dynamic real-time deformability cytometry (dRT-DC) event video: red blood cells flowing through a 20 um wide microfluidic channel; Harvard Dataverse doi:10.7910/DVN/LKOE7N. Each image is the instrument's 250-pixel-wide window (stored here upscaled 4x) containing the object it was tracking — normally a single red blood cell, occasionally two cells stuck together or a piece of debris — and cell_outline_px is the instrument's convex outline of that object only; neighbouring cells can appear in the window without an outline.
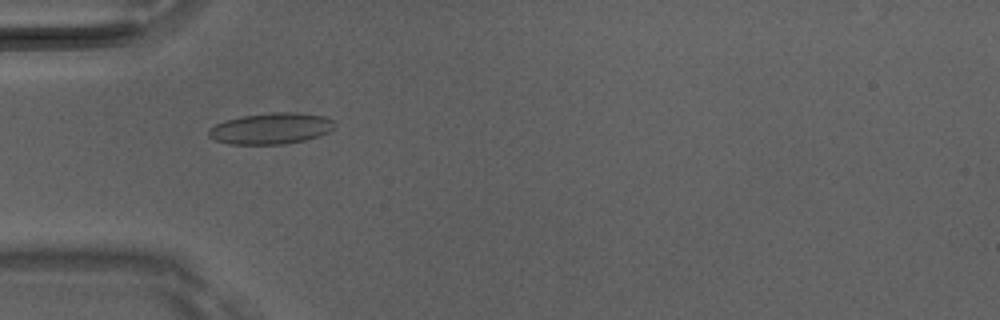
{"species": "Egyptian fruit bat (a non-hibernating species)", "species_latin": "Rousettus aegyptiacus", "temperature_condition": "room temperature", "stored_images_in_passage": 49, "camera_frame_rate_fps": 3000, "um_per_image_px": 0.085, "animal": {"sex": "male"}, "frame": {"image": 1, "passage_image": 15, "time_ms": 4.667, "image_size_px": [1000, 320], "cell_outline_px": [[336, 124], [328, 132], [320, 136], [304, 140], [284, 144], [232, 144], [212, 140], [208, 136], [208, 128], [224, 120], [240, 116], [272, 112], [296, 112], [324, 116], [332, 120]], "centroid_in_image_um": [23.0, 10.92], "position_along_channel_um": 62.0, "area_um2": 23.06}}
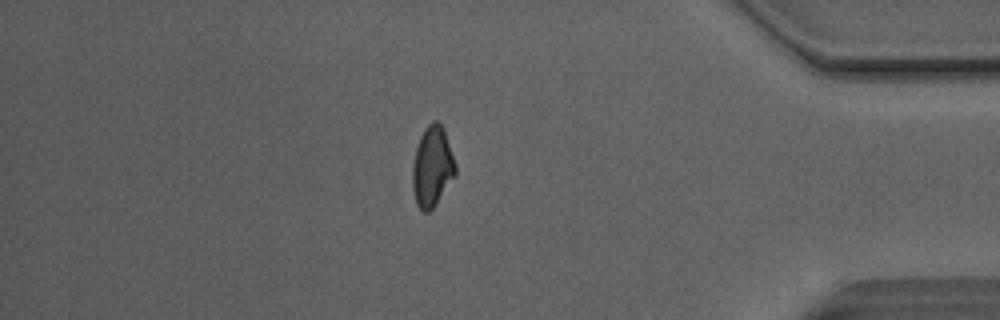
{"frame": {"image": 2, "passage_image": 42, "time_ms": 13.667, "image_size_px": [1000, 320], "cell_outline_px": [[456, 176], [432, 208], [428, 212], [424, 212], [416, 204], [412, 188], [412, 168], [416, 148], [420, 136], [424, 128], [432, 120], [436, 120], [444, 128], [456, 164]], "centroid_in_image_um": [36.74, 14.14], "position_along_channel_um": 398.5, "area_um2": 20.23}}
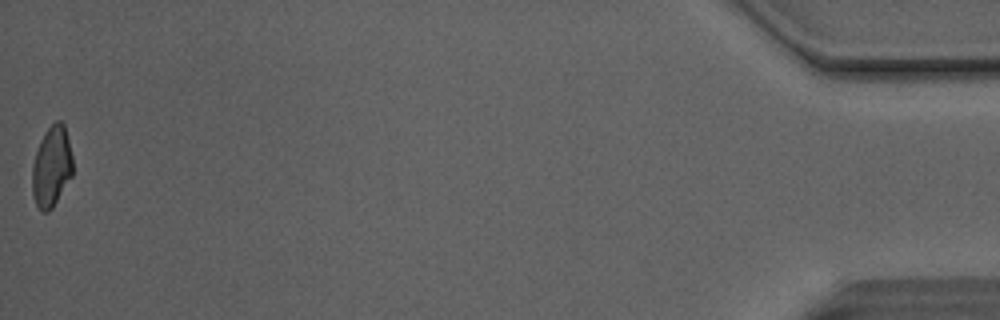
{"frame": {"image": 3, "passage_image": 49, "time_ms": 16.0, "image_size_px": [1000, 320], "cell_outline_px": [[72, 176], [52, 208], [48, 212], [40, 212], [32, 196], [32, 164], [40, 140], [44, 132], [56, 120], [60, 120], [64, 124], [72, 156]], "centroid_in_image_um": [4.37, 14.18], "position_along_channel_um": 430.8, "area_um2": 19.13}, "authors_computed_cell_mechanics": {"area_um2": 20.3456, "velocity_mm_per_s": 4.1449, "shape_relaxation_time_tau1_ms": null, "shape_relaxation_time_tau2_ms": 3.0024, "deformation_change_tau1": null, "deformation_change_tau2": 0.0893}}